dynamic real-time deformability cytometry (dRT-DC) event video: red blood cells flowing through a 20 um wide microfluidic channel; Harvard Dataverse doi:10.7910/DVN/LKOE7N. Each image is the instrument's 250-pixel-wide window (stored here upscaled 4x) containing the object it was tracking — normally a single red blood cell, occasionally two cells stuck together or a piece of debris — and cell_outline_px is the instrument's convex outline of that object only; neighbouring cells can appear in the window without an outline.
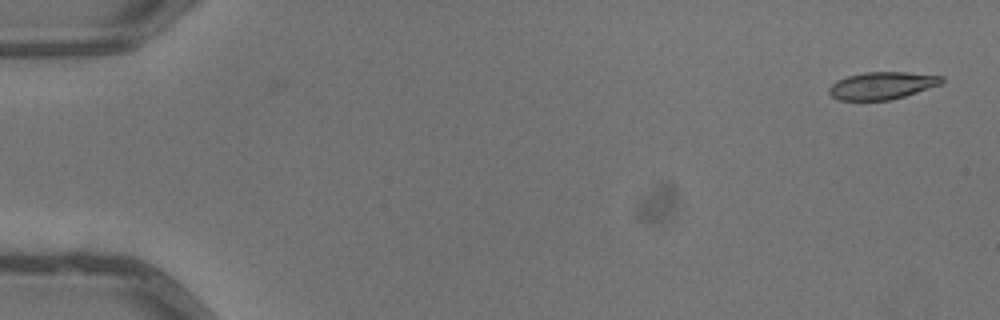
{"species": "common noctule bat (a hibernating species)", "species_latin": "Nyctalus noctula", "temperature_condition": "warm", "stored_images_in_passage": 5, "camera_frame_rate_fps": 3000, "um_per_image_px": 0.085, "animal": {"sex": "male", "body_mass_g": 13.3}, "frame": {"image": 1, "passage_image": 1, "time_ms": 0.0, "image_size_px": [1000, 320], "cell_outline_px": [[944, 80], [940, 84], [892, 100], [840, 100], [832, 96], [828, 92], [828, 88], [836, 80], [848, 76], [864, 72], [908, 72], [944, 76]], "centroid_in_image_um": [74.96, 7.27], "position_along_channel_um": 10.0, "area_um2": 17.92}}
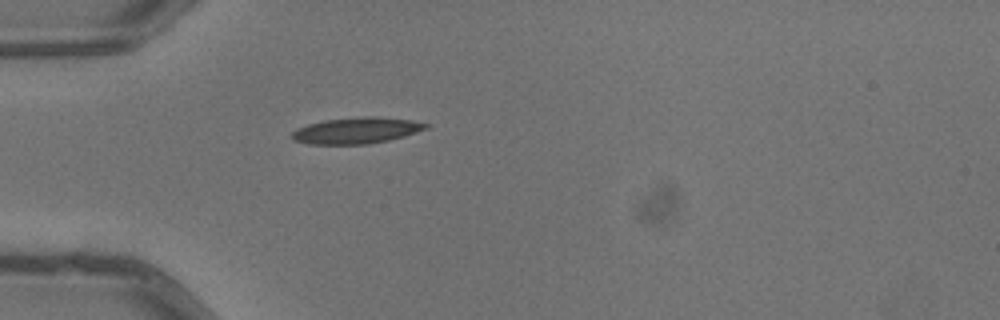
{"frame": {"image": 2, "passage_image": 5, "time_ms": 1.333, "image_size_px": [1000, 320], "cell_outline_px": [[428, 128], [404, 136], [388, 140], [368, 144], [308, 144], [292, 140], [288, 136], [296, 128], [308, 124], [324, 120], [360, 116], [376, 116], [412, 120], [428, 124]], "centroid_in_image_um": [30.24, 11.09], "position_along_channel_um": 54.8, "area_um2": 20.63}}